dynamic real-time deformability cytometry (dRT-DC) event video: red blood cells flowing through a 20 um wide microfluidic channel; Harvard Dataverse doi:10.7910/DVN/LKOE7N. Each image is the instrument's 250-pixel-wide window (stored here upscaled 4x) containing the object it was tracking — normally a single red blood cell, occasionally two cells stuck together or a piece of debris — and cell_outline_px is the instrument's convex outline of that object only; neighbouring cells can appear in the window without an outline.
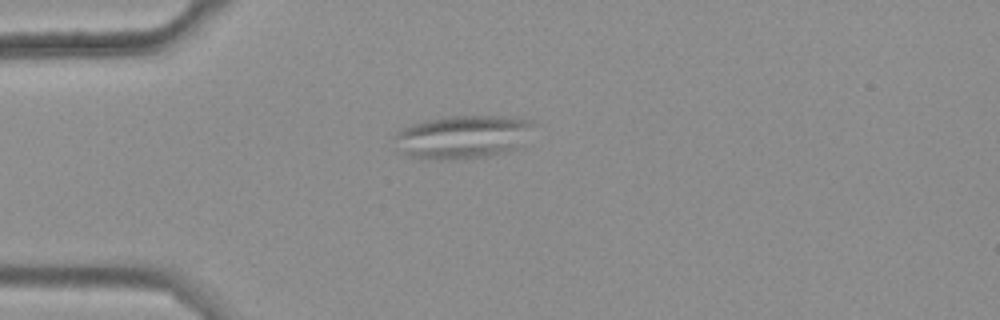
{"species": "common noctule bat (a hibernating species)", "species_latin": "Nyctalus noctula", "temperature_condition": "warm", "stored_images_in_passage": 50, "segment_of_instrument_passage": [1, 2], "camera_frame_rate_fps": 3000, "um_per_image_px": 0.085, "animal": {"sex": "female", "body_mass_g": 25.1}, "frame": {"image": 1, "passage_image": 15, "time_ms": 4.667, "image_size_px": [1000, 320], "cell_outline_px": [[536, 124], [516, 148], [504, 152], [488, 156], [448, 160], [440, 160], [408, 156], [396, 152], [392, 136], [396, 132], [412, 124], [424, 120], [444, 116], [500, 116], [536, 120]], "centroid_in_image_um": [39.25, 11.63], "position_along_channel_um": 45.8, "area_um2": 35.49}}